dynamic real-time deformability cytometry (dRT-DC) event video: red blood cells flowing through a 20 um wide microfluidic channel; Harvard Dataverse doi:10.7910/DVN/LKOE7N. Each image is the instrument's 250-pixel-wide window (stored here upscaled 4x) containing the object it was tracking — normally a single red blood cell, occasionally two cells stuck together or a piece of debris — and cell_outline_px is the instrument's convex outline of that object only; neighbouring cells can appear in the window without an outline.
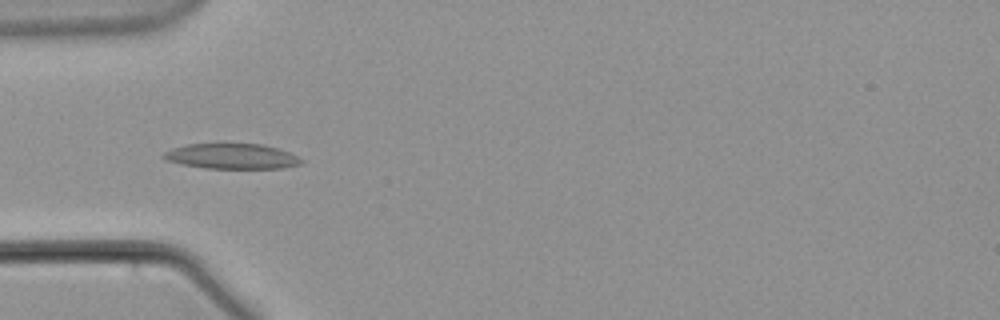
{"species": "common noctule bat (a hibernating species)", "species_latin": "Nyctalus noctula", "temperature_condition": "warm", "stored_images_in_passage": 44, "camera_frame_rate_fps": 3000, "um_per_image_px": 0.085, "animal": {"sex": "male", "body_mass_g": 21.5, "forearm_length_mm": 52.0}, "frame": {"image": 1, "passage_image": 14, "time_ms": 4.333, "image_size_px": [1000, 320], "cell_outline_px": [[304, 164], [284, 168], [204, 168], [164, 160], [160, 156], [164, 152], [172, 148], [188, 144], [260, 144], [276, 148], [288, 152], [304, 160]], "centroid_in_image_um": [19.7, 13.29], "position_along_channel_um": 65.3, "area_um2": 20.23}}
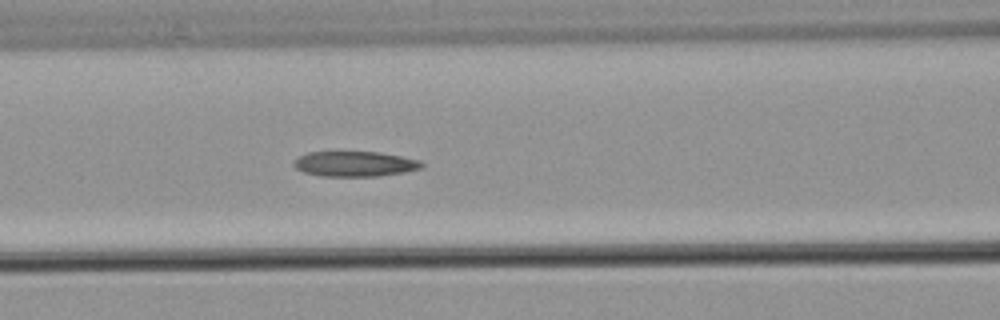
{"frame": {"image": 2, "passage_image": 20, "time_ms": 6.333, "image_size_px": [1000, 320], "cell_outline_px": [[424, 164], [420, 168], [404, 172], [376, 176], [320, 176], [304, 172], [296, 168], [292, 164], [300, 156], [308, 152], [376, 152], [400, 156], [420, 160]], "centroid_in_image_um": [30.14, 13.93], "position_along_channel_um": 136.5, "area_um2": 18.55}}
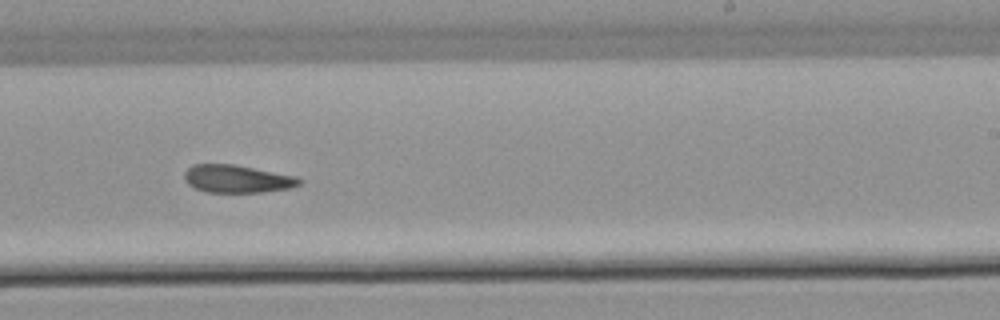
{"frame": {"image": 3, "passage_image": 31, "time_ms": 10.0, "image_size_px": [1000, 320], "cell_outline_px": [[304, 180], [300, 184], [288, 188], [264, 192], [208, 192], [196, 188], [188, 184], [184, 180], [184, 172], [192, 164], [236, 164], [296, 176]], "centroid_in_image_um": [20.16, 15.19], "position_along_channel_um": 268.8, "area_um2": 18.67}}